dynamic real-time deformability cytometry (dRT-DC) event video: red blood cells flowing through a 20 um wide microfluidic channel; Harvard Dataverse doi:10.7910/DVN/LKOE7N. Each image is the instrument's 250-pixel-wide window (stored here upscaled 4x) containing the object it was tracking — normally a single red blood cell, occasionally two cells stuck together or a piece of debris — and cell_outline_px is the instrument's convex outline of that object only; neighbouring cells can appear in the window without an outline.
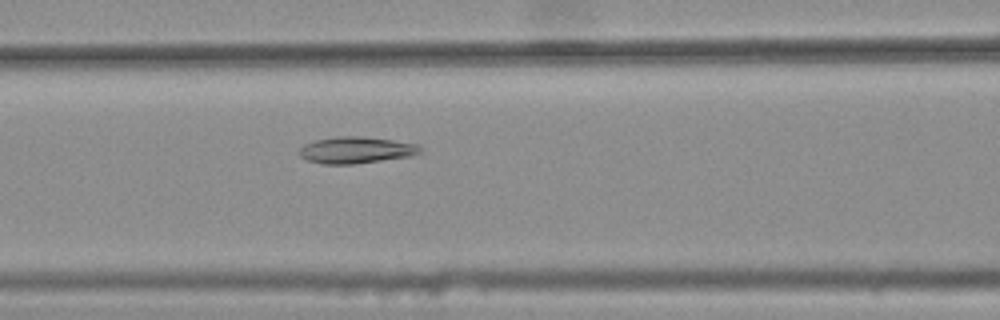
{"species": "common noctule bat (a hibernating species)", "species_latin": "Nyctalus noctula", "temperature_condition": "warm", "stored_images_in_passage": 41, "camera_frame_rate_fps": 3000, "um_per_image_px": 0.085, "animal": {"sex": "female", "body_mass_g": 25.1}, "frame": {"image": 1, "passage_image": 15, "time_ms": 4.667, "image_size_px": [1000, 320], "cell_outline_px": [[424, 148], [420, 152], [412, 156], [352, 164], [320, 164], [308, 160], [300, 156], [296, 152], [304, 144], [316, 140], [336, 136], [360, 136], [392, 140], [420, 144]], "centroid_in_image_um": [30.27, 12.75], "position_along_channel_um": 136.3, "area_um2": 18.9}}
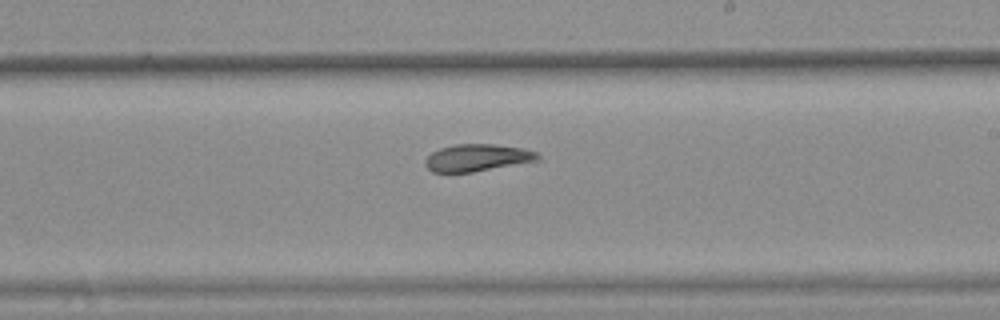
{"frame": {"image": 2, "passage_image": 24, "time_ms": 7.667, "image_size_px": [1000, 320], "cell_outline_px": [[540, 160], [472, 172], [432, 172], [424, 164], [424, 160], [432, 152], [440, 148], [456, 144], [492, 144], [524, 148], [536, 152], [540, 156]], "centroid_in_image_um": [40.56, 13.4], "position_along_channel_um": 248.4, "area_um2": 17.74}}
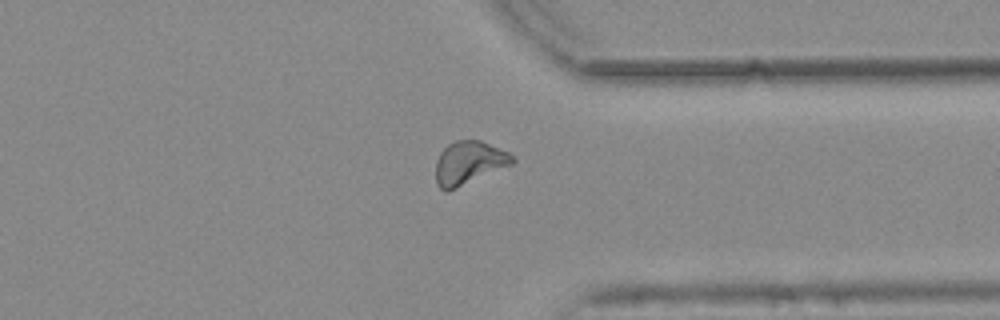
{"frame": {"image": 3, "passage_image": 34, "time_ms": 11.0, "image_size_px": [1000, 320], "cell_outline_px": [[516, 160], [512, 164], [448, 192], [444, 192], [436, 184], [436, 160], [440, 152], [448, 144], [456, 140], [480, 140], [508, 152], [516, 156]], "centroid_in_image_um": [39.85, 13.85], "position_along_channel_um": 371.6, "area_um2": 19.42}, "authors_computed_cell_mechanics": {"area_um2": 18.5538, "velocity_mm_per_s": 3.7585, "shape_relaxation_time_tau1_ms": null, "shape_relaxation_time_tau2_ms": 3.2225, "deformation_change_tau1": null, "deformation_change_tau2": 0.089}}